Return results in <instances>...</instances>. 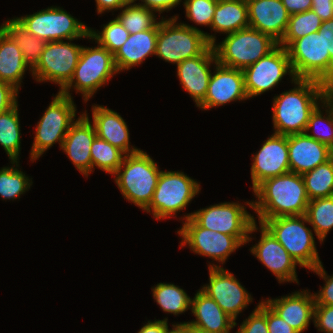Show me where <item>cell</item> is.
<instances>
[{
	"mask_svg": "<svg viewBox=\"0 0 333 333\" xmlns=\"http://www.w3.org/2000/svg\"><path fill=\"white\" fill-rule=\"evenodd\" d=\"M89 34V39L95 40L97 44L105 47L113 55L127 41L130 35L117 18L103 25L101 32H96L89 28Z\"/></svg>",
	"mask_w": 333,
	"mask_h": 333,
	"instance_id": "obj_39",
	"label": "cell"
},
{
	"mask_svg": "<svg viewBox=\"0 0 333 333\" xmlns=\"http://www.w3.org/2000/svg\"><path fill=\"white\" fill-rule=\"evenodd\" d=\"M286 50L296 78H330V53H326L321 30L294 40Z\"/></svg>",
	"mask_w": 333,
	"mask_h": 333,
	"instance_id": "obj_12",
	"label": "cell"
},
{
	"mask_svg": "<svg viewBox=\"0 0 333 333\" xmlns=\"http://www.w3.org/2000/svg\"><path fill=\"white\" fill-rule=\"evenodd\" d=\"M92 120L96 136L119 148L126 155L139 152L129 144V129L119 113L104 106L92 105Z\"/></svg>",
	"mask_w": 333,
	"mask_h": 333,
	"instance_id": "obj_26",
	"label": "cell"
},
{
	"mask_svg": "<svg viewBox=\"0 0 333 333\" xmlns=\"http://www.w3.org/2000/svg\"><path fill=\"white\" fill-rule=\"evenodd\" d=\"M302 176L309 200L333 196V158Z\"/></svg>",
	"mask_w": 333,
	"mask_h": 333,
	"instance_id": "obj_34",
	"label": "cell"
},
{
	"mask_svg": "<svg viewBox=\"0 0 333 333\" xmlns=\"http://www.w3.org/2000/svg\"><path fill=\"white\" fill-rule=\"evenodd\" d=\"M27 68L32 72V68L24 60L20 48L0 27V80L11 84L19 91Z\"/></svg>",
	"mask_w": 333,
	"mask_h": 333,
	"instance_id": "obj_28",
	"label": "cell"
},
{
	"mask_svg": "<svg viewBox=\"0 0 333 333\" xmlns=\"http://www.w3.org/2000/svg\"><path fill=\"white\" fill-rule=\"evenodd\" d=\"M290 172L288 136L273 133L253 155L251 166L252 189L266 179Z\"/></svg>",
	"mask_w": 333,
	"mask_h": 333,
	"instance_id": "obj_17",
	"label": "cell"
},
{
	"mask_svg": "<svg viewBox=\"0 0 333 333\" xmlns=\"http://www.w3.org/2000/svg\"><path fill=\"white\" fill-rule=\"evenodd\" d=\"M294 84L297 86L273 98L275 134L304 133L311 113L322 102L321 81L296 78Z\"/></svg>",
	"mask_w": 333,
	"mask_h": 333,
	"instance_id": "obj_2",
	"label": "cell"
},
{
	"mask_svg": "<svg viewBox=\"0 0 333 333\" xmlns=\"http://www.w3.org/2000/svg\"><path fill=\"white\" fill-rule=\"evenodd\" d=\"M173 328L169 333H194V328L187 323L172 324Z\"/></svg>",
	"mask_w": 333,
	"mask_h": 333,
	"instance_id": "obj_54",
	"label": "cell"
},
{
	"mask_svg": "<svg viewBox=\"0 0 333 333\" xmlns=\"http://www.w3.org/2000/svg\"><path fill=\"white\" fill-rule=\"evenodd\" d=\"M322 104H324L333 115V77L321 81Z\"/></svg>",
	"mask_w": 333,
	"mask_h": 333,
	"instance_id": "obj_51",
	"label": "cell"
},
{
	"mask_svg": "<svg viewBox=\"0 0 333 333\" xmlns=\"http://www.w3.org/2000/svg\"><path fill=\"white\" fill-rule=\"evenodd\" d=\"M192 218L200 227L235 236L243 245L252 240L249 234L258 230L254 216L235 202L210 205L183 217Z\"/></svg>",
	"mask_w": 333,
	"mask_h": 333,
	"instance_id": "obj_8",
	"label": "cell"
},
{
	"mask_svg": "<svg viewBox=\"0 0 333 333\" xmlns=\"http://www.w3.org/2000/svg\"><path fill=\"white\" fill-rule=\"evenodd\" d=\"M159 23L151 29L130 34L127 41L114 54L118 72L130 70L156 53Z\"/></svg>",
	"mask_w": 333,
	"mask_h": 333,
	"instance_id": "obj_27",
	"label": "cell"
},
{
	"mask_svg": "<svg viewBox=\"0 0 333 333\" xmlns=\"http://www.w3.org/2000/svg\"><path fill=\"white\" fill-rule=\"evenodd\" d=\"M313 323L318 331L333 333V306L315 305Z\"/></svg>",
	"mask_w": 333,
	"mask_h": 333,
	"instance_id": "obj_44",
	"label": "cell"
},
{
	"mask_svg": "<svg viewBox=\"0 0 333 333\" xmlns=\"http://www.w3.org/2000/svg\"><path fill=\"white\" fill-rule=\"evenodd\" d=\"M331 158H333V147L331 148Z\"/></svg>",
	"mask_w": 333,
	"mask_h": 333,
	"instance_id": "obj_57",
	"label": "cell"
},
{
	"mask_svg": "<svg viewBox=\"0 0 333 333\" xmlns=\"http://www.w3.org/2000/svg\"><path fill=\"white\" fill-rule=\"evenodd\" d=\"M290 172L303 175L331 159V148L305 132L288 135Z\"/></svg>",
	"mask_w": 333,
	"mask_h": 333,
	"instance_id": "obj_23",
	"label": "cell"
},
{
	"mask_svg": "<svg viewBox=\"0 0 333 333\" xmlns=\"http://www.w3.org/2000/svg\"><path fill=\"white\" fill-rule=\"evenodd\" d=\"M311 271L315 272L326 282L324 286L321 287V290H319L318 293L314 294L315 305L333 306V274L332 276H328L323 268L322 263L319 264L315 269H312Z\"/></svg>",
	"mask_w": 333,
	"mask_h": 333,
	"instance_id": "obj_43",
	"label": "cell"
},
{
	"mask_svg": "<svg viewBox=\"0 0 333 333\" xmlns=\"http://www.w3.org/2000/svg\"><path fill=\"white\" fill-rule=\"evenodd\" d=\"M63 41L47 42L31 73L37 82L59 84V91L72 79L83 49V46L71 43V40Z\"/></svg>",
	"mask_w": 333,
	"mask_h": 333,
	"instance_id": "obj_13",
	"label": "cell"
},
{
	"mask_svg": "<svg viewBox=\"0 0 333 333\" xmlns=\"http://www.w3.org/2000/svg\"><path fill=\"white\" fill-rule=\"evenodd\" d=\"M257 200L246 202L259 223L280 216L305 215L309 203L303 176L288 172L261 182L254 190Z\"/></svg>",
	"mask_w": 333,
	"mask_h": 333,
	"instance_id": "obj_1",
	"label": "cell"
},
{
	"mask_svg": "<svg viewBox=\"0 0 333 333\" xmlns=\"http://www.w3.org/2000/svg\"><path fill=\"white\" fill-rule=\"evenodd\" d=\"M217 58L212 45L201 55L188 58L177 64V76L182 88L186 90L198 106L205 98L211 76L209 69Z\"/></svg>",
	"mask_w": 333,
	"mask_h": 333,
	"instance_id": "obj_21",
	"label": "cell"
},
{
	"mask_svg": "<svg viewBox=\"0 0 333 333\" xmlns=\"http://www.w3.org/2000/svg\"><path fill=\"white\" fill-rule=\"evenodd\" d=\"M85 111L71 125L62 144V150L85 177L92 172L91 146L96 131Z\"/></svg>",
	"mask_w": 333,
	"mask_h": 333,
	"instance_id": "obj_20",
	"label": "cell"
},
{
	"mask_svg": "<svg viewBox=\"0 0 333 333\" xmlns=\"http://www.w3.org/2000/svg\"><path fill=\"white\" fill-rule=\"evenodd\" d=\"M214 65L215 71L210 76L206 96L197 107L207 110L231 101L249 99L241 69L225 67L218 63Z\"/></svg>",
	"mask_w": 333,
	"mask_h": 333,
	"instance_id": "obj_18",
	"label": "cell"
},
{
	"mask_svg": "<svg viewBox=\"0 0 333 333\" xmlns=\"http://www.w3.org/2000/svg\"><path fill=\"white\" fill-rule=\"evenodd\" d=\"M267 327L269 333H298L289 324L285 322L268 304H267Z\"/></svg>",
	"mask_w": 333,
	"mask_h": 333,
	"instance_id": "obj_46",
	"label": "cell"
},
{
	"mask_svg": "<svg viewBox=\"0 0 333 333\" xmlns=\"http://www.w3.org/2000/svg\"><path fill=\"white\" fill-rule=\"evenodd\" d=\"M242 71L249 99L271 90L286 74L292 77V83L296 79L287 50L280 45Z\"/></svg>",
	"mask_w": 333,
	"mask_h": 333,
	"instance_id": "obj_14",
	"label": "cell"
},
{
	"mask_svg": "<svg viewBox=\"0 0 333 333\" xmlns=\"http://www.w3.org/2000/svg\"><path fill=\"white\" fill-rule=\"evenodd\" d=\"M18 103L0 114V144L11 161H18L21 145Z\"/></svg>",
	"mask_w": 333,
	"mask_h": 333,
	"instance_id": "obj_31",
	"label": "cell"
},
{
	"mask_svg": "<svg viewBox=\"0 0 333 333\" xmlns=\"http://www.w3.org/2000/svg\"><path fill=\"white\" fill-rule=\"evenodd\" d=\"M186 17L198 25H206L211 28L213 15L216 10L215 0H184Z\"/></svg>",
	"mask_w": 333,
	"mask_h": 333,
	"instance_id": "obj_41",
	"label": "cell"
},
{
	"mask_svg": "<svg viewBox=\"0 0 333 333\" xmlns=\"http://www.w3.org/2000/svg\"><path fill=\"white\" fill-rule=\"evenodd\" d=\"M199 192L200 183L184 172L161 171L152 200L144 211L152 212L156 220L176 217Z\"/></svg>",
	"mask_w": 333,
	"mask_h": 333,
	"instance_id": "obj_9",
	"label": "cell"
},
{
	"mask_svg": "<svg viewBox=\"0 0 333 333\" xmlns=\"http://www.w3.org/2000/svg\"><path fill=\"white\" fill-rule=\"evenodd\" d=\"M236 333H269L267 327V303L263 300L249 317L243 320Z\"/></svg>",
	"mask_w": 333,
	"mask_h": 333,
	"instance_id": "obj_42",
	"label": "cell"
},
{
	"mask_svg": "<svg viewBox=\"0 0 333 333\" xmlns=\"http://www.w3.org/2000/svg\"><path fill=\"white\" fill-rule=\"evenodd\" d=\"M119 73L114 55L105 47L98 44L96 47H84L70 82L60 91L71 97L70 89L75 88L87 102L100 87L107 84L114 74Z\"/></svg>",
	"mask_w": 333,
	"mask_h": 333,
	"instance_id": "obj_7",
	"label": "cell"
},
{
	"mask_svg": "<svg viewBox=\"0 0 333 333\" xmlns=\"http://www.w3.org/2000/svg\"><path fill=\"white\" fill-rule=\"evenodd\" d=\"M76 110L73 97L66 96L59 91L35 128L36 132L30 153L32 162L36 161L35 159L42 156L57 142L62 148L63 140L75 122Z\"/></svg>",
	"mask_w": 333,
	"mask_h": 333,
	"instance_id": "obj_10",
	"label": "cell"
},
{
	"mask_svg": "<svg viewBox=\"0 0 333 333\" xmlns=\"http://www.w3.org/2000/svg\"><path fill=\"white\" fill-rule=\"evenodd\" d=\"M209 265V284L201 290L236 322L237 316L252 302V296L232 273L218 265Z\"/></svg>",
	"mask_w": 333,
	"mask_h": 333,
	"instance_id": "obj_16",
	"label": "cell"
},
{
	"mask_svg": "<svg viewBox=\"0 0 333 333\" xmlns=\"http://www.w3.org/2000/svg\"><path fill=\"white\" fill-rule=\"evenodd\" d=\"M141 3H137L150 10L159 12V15L164 11H170L173 7H176L181 0H140ZM143 2V3H142Z\"/></svg>",
	"mask_w": 333,
	"mask_h": 333,
	"instance_id": "obj_48",
	"label": "cell"
},
{
	"mask_svg": "<svg viewBox=\"0 0 333 333\" xmlns=\"http://www.w3.org/2000/svg\"><path fill=\"white\" fill-rule=\"evenodd\" d=\"M152 292L154 301L164 312L178 315L191 309V298L177 285L159 283L152 288Z\"/></svg>",
	"mask_w": 333,
	"mask_h": 333,
	"instance_id": "obj_33",
	"label": "cell"
},
{
	"mask_svg": "<svg viewBox=\"0 0 333 333\" xmlns=\"http://www.w3.org/2000/svg\"><path fill=\"white\" fill-rule=\"evenodd\" d=\"M161 171L151 156L140 150L125 155L113 175L124 199L144 211L152 200Z\"/></svg>",
	"mask_w": 333,
	"mask_h": 333,
	"instance_id": "obj_4",
	"label": "cell"
},
{
	"mask_svg": "<svg viewBox=\"0 0 333 333\" xmlns=\"http://www.w3.org/2000/svg\"><path fill=\"white\" fill-rule=\"evenodd\" d=\"M322 20L313 11L290 15L288 26L278 45L287 48L294 40L320 30Z\"/></svg>",
	"mask_w": 333,
	"mask_h": 333,
	"instance_id": "obj_35",
	"label": "cell"
},
{
	"mask_svg": "<svg viewBox=\"0 0 333 333\" xmlns=\"http://www.w3.org/2000/svg\"><path fill=\"white\" fill-rule=\"evenodd\" d=\"M10 162L12 163L11 167H3L0 169V196L3 199L9 200L20 199L21 194H24L30 189L32 180L21 170H18V161Z\"/></svg>",
	"mask_w": 333,
	"mask_h": 333,
	"instance_id": "obj_38",
	"label": "cell"
},
{
	"mask_svg": "<svg viewBox=\"0 0 333 333\" xmlns=\"http://www.w3.org/2000/svg\"><path fill=\"white\" fill-rule=\"evenodd\" d=\"M265 302L298 333L305 331L314 319L315 298L309 290L293 292Z\"/></svg>",
	"mask_w": 333,
	"mask_h": 333,
	"instance_id": "obj_24",
	"label": "cell"
},
{
	"mask_svg": "<svg viewBox=\"0 0 333 333\" xmlns=\"http://www.w3.org/2000/svg\"><path fill=\"white\" fill-rule=\"evenodd\" d=\"M122 9L116 18L130 34L151 29L159 23L153 10L139 4L124 5Z\"/></svg>",
	"mask_w": 333,
	"mask_h": 333,
	"instance_id": "obj_37",
	"label": "cell"
},
{
	"mask_svg": "<svg viewBox=\"0 0 333 333\" xmlns=\"http://www.w3.org/2000/svg\"><path fill=\"white\" fill-rule=\"evenodd\" d=\"M305 216L317 239L323 242L333 228V196L310 200Z\"/></svg>",
	"mask_w": 333,
	"mask_h": 333,
	"instance_id": "obj_32",
	"label": "cell"
},
{
	"mask_svg": "<svg viewBox=\"0 0 333 333\" xmlns=\"http://www.w3.org/2000/svg\"><path fill=\"white\" fill-rule=\"evenodd\" d=\"M92 171L94 167L100 168L109 174H114L122 164L125 153L112 146L104 139L95 137L91 146Z\"/></svg>",
	"mask_w": 333,
	"mask_h": 333,
	"instance_id": "obj_36",
	"label": "cell"
},
{
	"mask_svg": "<svg viewBox=\"0 0 333 333\" xmlns=\"http://www.w3.org/2000/svg\"><path fill=\"white\" fill-rule=\"evenodd\" d=\"M217 63L235 69H241L268 55L278 42L271 36L251 27L229 33L225 39L213 45Z\"/></svg>",
	"mask_w": 333,
	"mask_h": 333,
	"instance_id": "obj_5",
	"label": "cell"
},
{
	"mask_svg": "<svg viewBox=\"0 0 333 333\" xmlns=\"http://www.w3.org/2000/svg\"><path fill=\"white\" fill-rule=\"evenodd\" d=\"M33 36L47 42L90 38L89 28L60 7L15 18Z\"/></svg>",
	"mask_w": 333,
	"mask_h": 333,
	"instance_id": "obj_11",
	"label": "cell"
},
{
	"mask_svg": "<svg viewBox=\"0 0 333 333\" xmlns=\"http://www.w3.org/2000/svg\"><path fill=\"white\" fill-rule=\"evenodd\" d=\"M313 10L322 21L333 18V0H312Z\"/></svg>",
	"mask_w": 333,
	"mask_h": 333,
	"instance_id": "obj_49",
	"label": "cell"
},
{
	"mask_svg": "<svg viewBox=\"0 0 333 333\" xmlns=\"http://www.w3.org/2000/svg\"><path fill=\"white\" fill-rule=\"evenodd\" d=\"M182 237L180 247L188 244L192 252L225 263L229 255L243 244L235 237L200 227L191 217L177 232Z\"/></svg>",
	"mask_w": 333,
	"mask_h": 333,
	"instance_id": "obj_15",
	"label": "cell"
},
{
	"mask_svg": "<svg viewBox=\"0 0 333 333\" xmlns=\"http://www.w3.org/2000/svg\"><path fill=\"white\" fill-rule=\"evenodd\" d=\"M290 15L311 10L312 0H281Z\"/></svg>",
	"mask_w": 333,
	"mask_h": 333,
	"instance_id": "obj_50",
	"label": "cell"
},
{
	"mask_svg": "<svg viewBox=\"0 0 333 333\" xmlns=\"http://www.w3.org/2000/svg\"><path fill=\"white\" fill-rule=\"evenodd\" d=\"M17 44L24 60L33 68L40 59L47 41L31 35L15 18L0 26Z\"/></svg>",
	"mask_w": 333,
	"mask_h": 333,
	"instance_id": "obj_30",
	"label": "cell"
},
{
	"mask_svg": "<svg viewBox=\"0 0 333 333\" xmlns=\"http://www.w3.org/2000/svg\"><path fill=\"white\" fill-rule=\"evenodd\" d=\"M194 333H207V332H203V331H199V330L194 329Z\"/></svg>",
	"mask_w": 333,
	"mask_h": 333,
	"instance_id": "obj_56",
	"label": "cell"
},
{
	"mask_svg": "<svg viewBox=\"0 0 333 333\" xmlns=\"http://www.w3.org/2000/svg\"><path fill=\"white\" fill-rule=\"evenodd\" d=\"M320 106H317L315 110L311 113L308 124L305 130V133L310 136L311 138L326 144L330 148L333 147V115L331 111L323 104V109L324 107L326 108V114L327 116H323V112H321ZM325 123V124H324ZM326 125L323 127V130L319 128V125ZM319 129V130H318ZM311 130V131H310ZM318 130V131H317ZM310 131V133H308ZM313 131V134H311Z\"/></svg>",
	"mask_w": 333,
	"mask_h": 333,
	"instance_id": "obj_40",
	"label": "cell"
},
{
	"mask_svg": "<svg viewBox=\"0 0 333 333\" xmlns=\"http://www.w3.org/2000/svg\"><path fill=\"white\" fill-rule=\"evenodd\" d=\"M96 7H97V13L102 14L105 11L109 10H119L123 8L124 5H126L123 0H95Z\"/></svg>",
	"mask_w": 333,
	"mask_h": 333,
	"instance_id": "obj_53",
	"label": "cell"
},
{
	"mask_svg": "<svg viewBox=\"0 0 333 333\" xmlns=\"http://www.w3.org/2000/svg\"><path fill=\"white\" fill-rule=\"evenodd\" d=\"M135 1L136 0H123L126 5L136 4Z\"/></svg>",
	"mask_w": 333,
	"mask_h": 333,
	"instance_id": "obj_55",
	"label": "cell"
},
{
	"mask_svg": "<svg viewBox=\"0 0 333 333\" xmlns=\"http://www.w3.org/2000/svg\"><path fill=\"white\" fill-rule=\"evenodd\" d=\"M168 319L155 320L151 322L150 320L138 331V333H169Z\"/></svg>",
	"mask_w": 333,
	"mask_h": 333,
	"instance_id": "obj_52",
	"label": "cell"
},
{
	"mask_svg": "<svg viewBox=\"0 0 333 333\" xmlns=\"http://www.w3.org/2000/svg\"><path fill=\"white\" fill-rule=\"evenodd\" d=\"M159 20L155 55L166 62L179 64L188 58L201 55L216 43L214 35L207 34L189 24L178 23V15Z\"/></svg>",
	"mask_w": 333,
	"mask_h": 333,
	"instance_id": "obj_3",
	"label": "cell"
},
{
	"mask_svg": "<svg viewBox=\"0 0 333 333\" xmlns=\"http://www.w3.org/2000/svg\"><path fill=\"white\" fill-rule=\"evenodd\" d=\"M320 30L324 36L326 53H330V78L333 77V18L322 21Z\"/></svg>",
	"mask_w": 333,
	"mask_h": 333,
	"instance_id": "obj_47",
	"label": "cell"
},
{
	"mask_svg": "<svg viewBox=\"0 0 333 333\" xmlns=\"http://www.w3.org/2000/svg\"><path fill=\"white\" fill-rule=\"evenodd\" d=\"M18 90L11 84L0 80V114L10 110L18 103Z\"/></svg>",
	"mask_w": 333,
	"mask_h": 333,
	"instance_id": "obj_45",
	"label": "cell"
},
{
	"mask_svg": "<svg viewBox=\"0 0 333 333\" xmlns=\"http://www.w3.org/2000/svg\"><path fill=\"white\" fill-rule=\"evenodd\" d=\"M259 226L261 236L259 242L250 248L252 255H255L276 276L279 283L298 284L296 274L298 263L263 224L259 223Z\"/></svg>",
	"mask_w": 333,
	"mask_h": 333,
	"instance_id": "obj_19",
	"label": "cell"
},
{
	"mask_svg": "<svg viewBox=\"0 0 333 333\" xmlns=\"http://www.w3.org/2000/svg\"><path fill=\"white\" fill-rule=\"evenodd\" d=\"M305 215L280 216L267 219L262 224L274 235L290 256L301 267L315 269L322 262L318 256L312 230Z\"/></svg>",
	"mask_w": 333,
	"mask_h": 333,
	"instance_id": "obj_6",
	"label": "cell"
},
{
	"mask_svg": "<svg viewBox=\"0 0 333 333\" xmlns=\"http://www.w3.org/2000/svg\"><path fill=\"white\" fill-rule=\"evenodd\" d=\"M249 27L248 5L244 0H221L217 2L211 29L219 33H233Z\"/></svg>",
	"mask_w": 333,
	"mask_h": 333,
	"instance_id": "obj_29",
	"label": "cell"
},
{
	"mask_svg": "<svg viewBox=\"0 0 333 333\" xmlns=\"http://www.w3.org/2000/svg\"><path fill=\"white\" fill-rule=\"evenodd\" d=\"M191 312L196 320L183 322L195 330L207 333H230L237 323L201 289L191 299Z\"/></svg>",
	"mask_w": 333,
	"mask_h": 333,
	"instance_id": "obj_25",
	"label": "cell"
},
{
	"mask_svg": "<svg viewBox=\"0 0 333 333\" xmlns=\"http://www.w3.org/2000/svg\"><path fill=\"white\" fill-rule=\"evenodd\" d=\"M249 27L271 36L278 43L282 40L290 14L281 0H248Z\"/></svg>",
	"mask_w": 333,
	"mask_h": 333,
	"instance_id": "obj_22",
	"label": "cell"
}]
</instances>
